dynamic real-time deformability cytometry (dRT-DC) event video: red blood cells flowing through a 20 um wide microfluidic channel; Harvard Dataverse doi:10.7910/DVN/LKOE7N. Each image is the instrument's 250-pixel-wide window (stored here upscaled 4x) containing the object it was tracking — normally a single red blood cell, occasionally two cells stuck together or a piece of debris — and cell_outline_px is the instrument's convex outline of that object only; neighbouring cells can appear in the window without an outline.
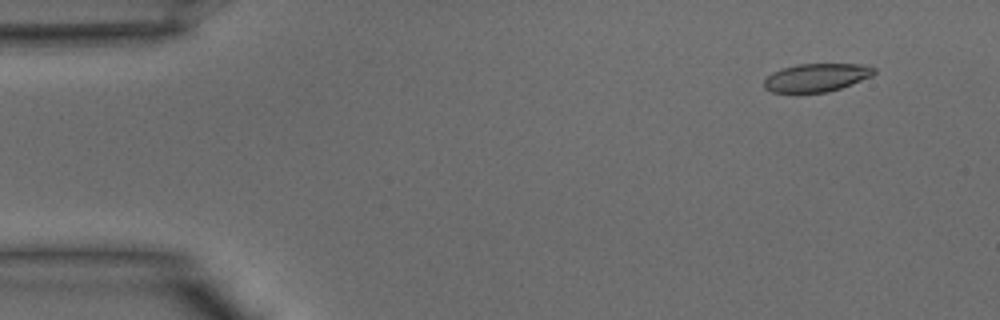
{"species": "common noctule bat (a hibernating species)", "species_latin": "Nyctalus noctula", "temperature_condition": "warm", "stored_images_in_passage": 37, "camera_frame_rate_fps": 3000, "um_per_image_px": 0.085, "animal": {"sex": "male", "body_mass_g": 15.6}, "frame": {"image": 1, "passage_image": 1, "time_ms": 0.0, "image_size_px": [1000, 320], "cell_outline_px": [[876, 72], [872, 76], [840, 88], [828, 92], [772, 92], [764, 88], [764, 80], [772, 72], [796, 64], [860, 64], [876, 68]], "centroid_in_image_um": [69.4, 6.59], "position_along_channel_um": 15.6, "area_um2": 17.92}}
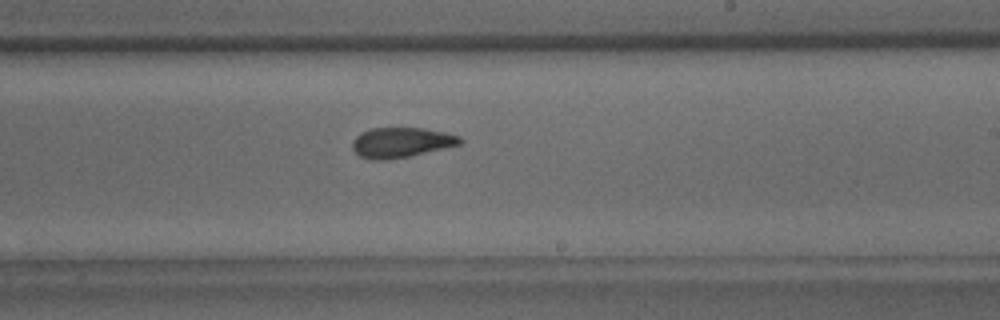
{"frame": {"image": 2, "passage_image": 21, "time_ms": 6.667, "image_size_px": [1000, 320], "cell_outline_px": [[464, 140], [460, 144], [408, 156], [376, 160], [372, 160], [360, 156], [352, 148], [352, 140], [360, 132], [372, 128], [424, 128], [444, 132], [460, 136]], "centroid_in_image_um": [34.08, 12.09], "position_along_channel_um": 254.9, "area_um2": 18.61}}
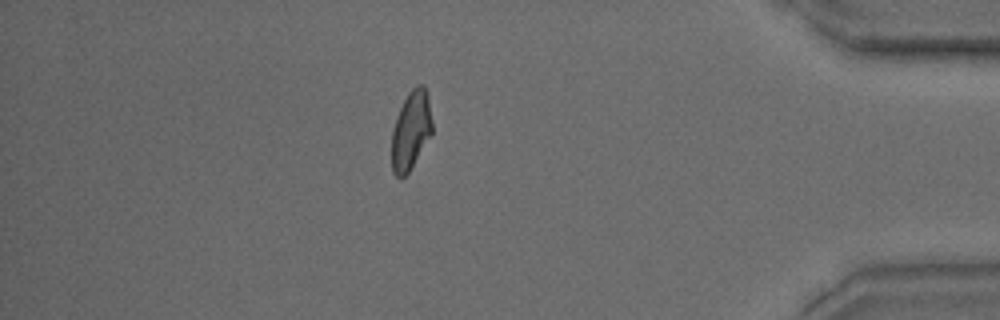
{"frame": {"image": 3, "passage_image": 32, "time_ms": 10.333, "image_size_px": [1000, 320], "cell_outline_px": [[432, 136], [408, 172], [404, 176], [396, 176], [392, 172], [392, 132], [396, 116], [408, 92], [416, 84], [424, 84], [428, 96], [432, 120]], "centroid_in_image_um": [34.95, 11.05], "position_along_channel_um": 400.3, "area_um2": 18.67}}